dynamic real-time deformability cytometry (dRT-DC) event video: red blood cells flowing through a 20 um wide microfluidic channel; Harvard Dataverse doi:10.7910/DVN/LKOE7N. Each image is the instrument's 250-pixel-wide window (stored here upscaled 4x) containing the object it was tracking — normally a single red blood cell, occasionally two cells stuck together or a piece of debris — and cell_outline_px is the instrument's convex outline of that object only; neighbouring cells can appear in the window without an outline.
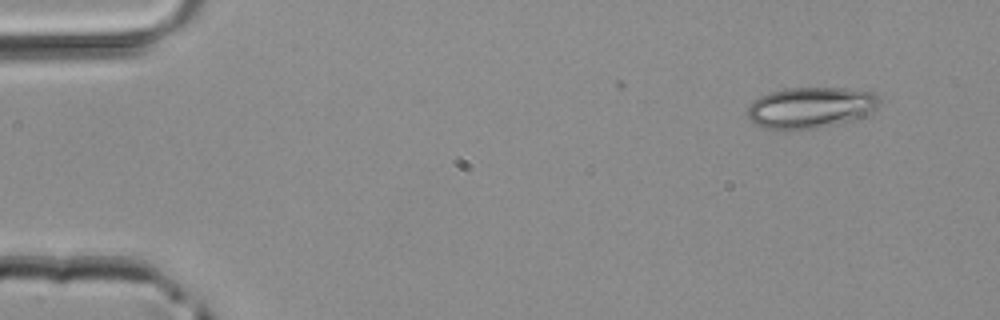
{"species": "common noctule bat (a hibernating species)", "species_latin": "Nyctalus noctula", "temperature_condition": "room temperature", "stored_images_in_passage": 3, "camera_frame_rate_fps": 3000, "um_per_image_px": 0.085, "animal": {"sex": "male", "body_mass_g": 20.4}, "frame": {"image": 1, "passage_image": 1, "time_ms": 0.0, "image_size_px": [1000, 320], "cell_outline_px": [[880, 104], [876, 108], [856, 120], [812, 128], [764, 128], [756, 124], [748, 116], [748, 104], [752, 100], [760, 96], [784, 88], [848, 88], [872, 92], [880, 100]], "centroid_in_image_um": [68.91, 9.12], "position_along_channel_um": 16.1, "area_um2": 31.15}}